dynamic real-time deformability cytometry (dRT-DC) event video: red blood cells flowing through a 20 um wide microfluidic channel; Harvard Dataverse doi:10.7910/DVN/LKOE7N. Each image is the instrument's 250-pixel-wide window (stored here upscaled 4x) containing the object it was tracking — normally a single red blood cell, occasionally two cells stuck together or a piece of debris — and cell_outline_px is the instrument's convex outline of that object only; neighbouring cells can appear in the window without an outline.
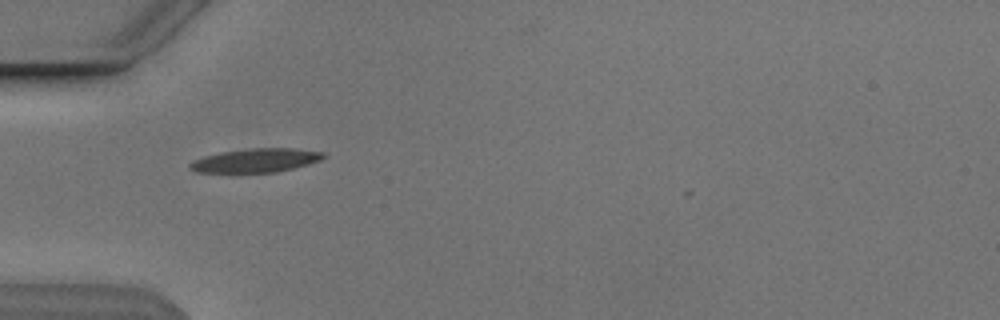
{"species": "Egyptian fruit bat (a non-hibernating species)", "species_latin": "Rousettus aegyptiacus", "temperature_condition": "cold", "stored_images_in_passage": 38, "camera_frame_rate_fps": 3000, "um_per_image_px": 0.085, "animal": {"sex": "male"}, "frame": {"image": 1, "passage_image": 1, "time_ms": 0.0, "image_size_px": [1000, 320], "cell_outline_px": [[328, 156], [320, 160], [308, 164], [276, 172], [196, 172], [188, 164], [204, 156], [224, 152], [252, 148], [292, 148], [324, 152]], "centroid_in_image_um": [21.82, 13.63], "position_along_channel_um": 63.2, "area_um2": 18.15}}
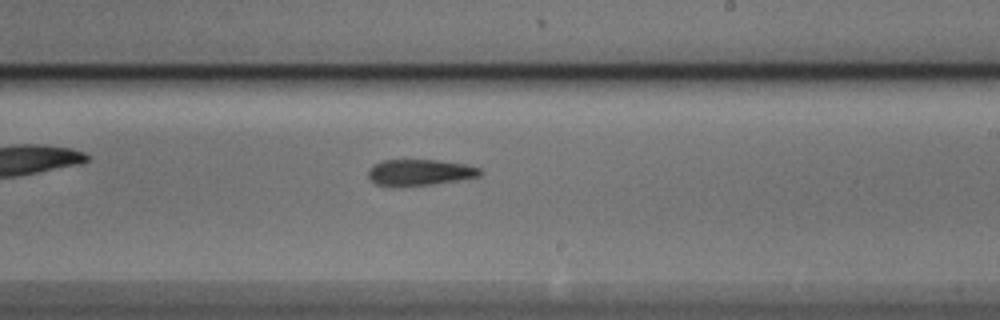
{"frame": {"image": 2, "passage_image": 16, "time_ms": 5.0, "image_size_px": [1000, 320], "cell_outline_px": [[484, 172], [480, 176], [432, 184], [400, 188], [392, 188], [376, 184], [368, 180], [368, 168], [380, 160], [440, 160], [468, 164], [480, 168]], "centroid_in_image_um": [35.63, 14.67], "position_along_channel_um": 253.4, "area_um2": 17.69}}
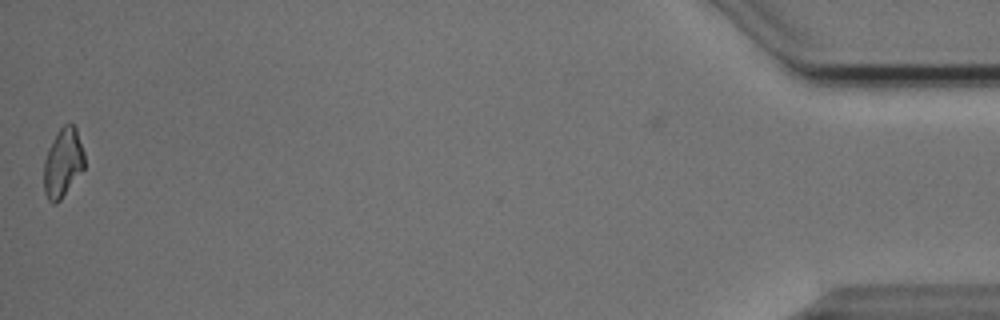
{"frame": {"image": 3, "passage_image": 37, "time_ms": 12.0, "image_size_px": [1000, 320], "cell_outline_px": [[84, 168], [60, 200], [56, 204], [52, 204], [48, 200], [44, 192], [44, 160], [48, 148], [56, 132], [64, 124], [72, 124], [76, 128], [84, 152]], "centroid_in_image_um": [5.33, 13.84], "position_along_channel_um": 429.9, "area_um2": 16.3}}